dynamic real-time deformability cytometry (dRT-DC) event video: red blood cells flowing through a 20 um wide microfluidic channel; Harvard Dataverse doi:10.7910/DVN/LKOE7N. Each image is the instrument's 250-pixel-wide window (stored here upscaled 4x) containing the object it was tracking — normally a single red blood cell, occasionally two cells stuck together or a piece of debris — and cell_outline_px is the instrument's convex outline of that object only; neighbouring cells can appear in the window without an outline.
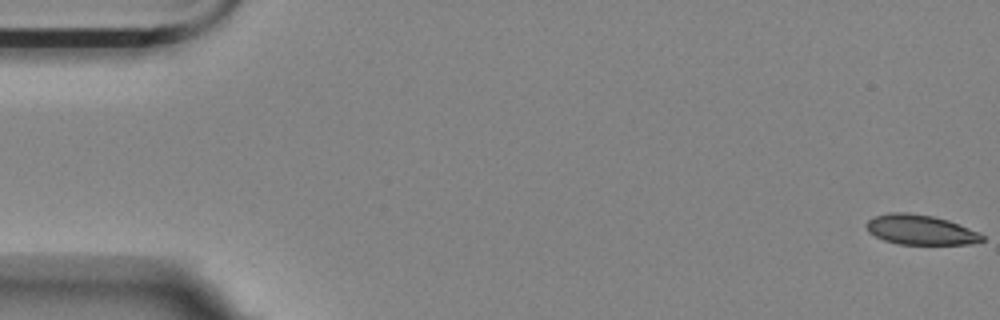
{"species": "Egyptian fruit bat (a non-hibernating species)", "species_latin": "Rousettus aegyptiacus", "temperature_condition": "room temperature", "stored_images_in_passage": 14, "camera_frame_rate_fps": 3000, "um_per_image_px": 0.085, "animal": {"sex": "female"}, "frame": {"image": 1, "passage_image": 1, "time_ms": 0.0, "image_size_px": [1000, 320], "cell_outline_px": [[984, 240], [968, 244], [900, 244], [884, 240], [868, 232], [864, 224], [868, 220], [876, 216], [892, 212], [908, 212], [932, 216], [948, 220], [980, 232], [984, 236]], "centroid_in_image_um": [78.23, 19.53], "position_along_channel_um": 6.8, "area_um2": 20.11}}
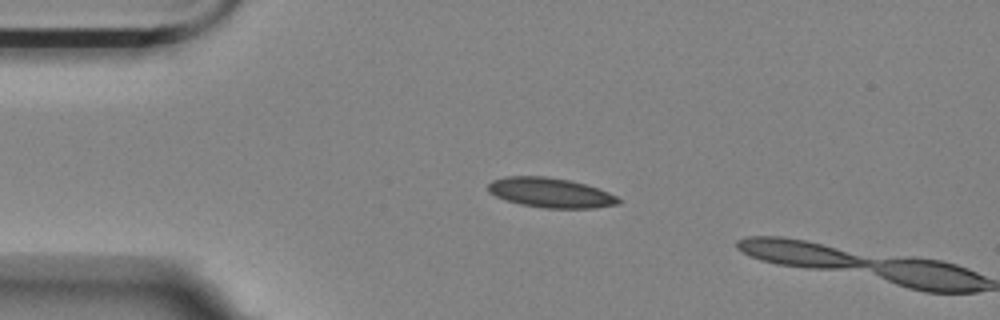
{"frame": {"image": 2, "passage_image": 13, "time_ms": 4.0, "image_size_px": [1000, 320], "cell_outline_px": [[620, 204], [596, 208], [544, 208], [520, 204], [496, 196], [488, 192], [488, 184], [492, 180], [504, 176], [544, 176], [568, 180], [584, 184], [608, 192], [616, 196], [620, 200]], "centroid_in_image_um": [46.78, 16.38], "position_along_channel_um": 38.2, "area_um2": 22.48}}